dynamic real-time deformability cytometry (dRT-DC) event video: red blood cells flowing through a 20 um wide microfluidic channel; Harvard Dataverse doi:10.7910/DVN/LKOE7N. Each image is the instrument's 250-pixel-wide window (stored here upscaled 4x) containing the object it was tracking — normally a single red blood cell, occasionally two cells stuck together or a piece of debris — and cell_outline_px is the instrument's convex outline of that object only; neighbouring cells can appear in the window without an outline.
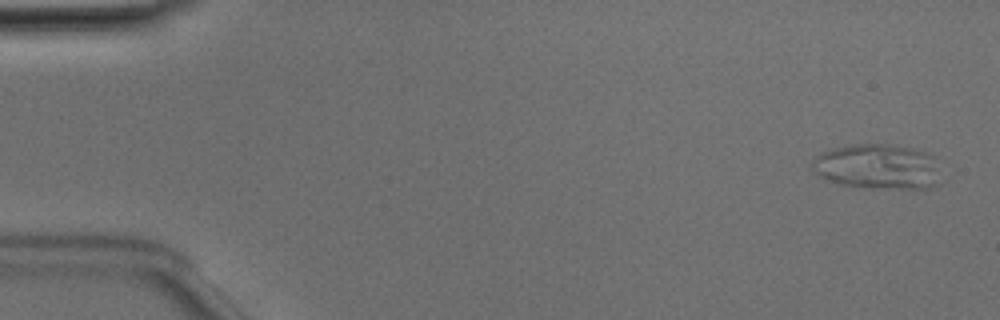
{"species": "Egyptian fruit bat (a non-hibernating species)", "species_latin": "Rousettus aegyptiacus", "temperature_condition": "room temperature", "stored_images_in_passage": 6, "camera_frame_rate_fps": 3000, "um_per_image_px": 0.085, "animal": {"sex": "male"}, "frame": {"image": 1, "passage_image": 1, "time_ms": 0.0, "image_size_px": [1000, 320], "cell_outline_px": [[940, 184], [932, 188], [864, 188], [836, 184], [824, 180], [808, 168], [808, 164], [820, 152], [836, 148], [856, 144], [884, 144], [912, 148], [928, 152], [936, 156], [940, 180]], "centroid_in_image_um": [74.57, 14.18], "position_along_channel_um": 10.4, "area_um2": 34.74}}